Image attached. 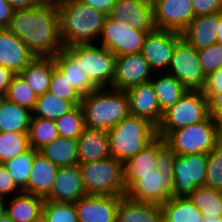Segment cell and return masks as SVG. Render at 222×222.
Returning a JSON list of instances; mask_svg holds the SVG:
<instances>
[{"label": "cell", "instance_id": "cell-1", "mask_svg": "<svg viewBox=\"0 0 222 222\" xmlns=\"http://www.w3.org/2000/svg\"><path fill=\"white\" fill-rule=\"evenodd\" d=\"M7 29L35 57H54L65 49L57 4L43 3L34 8L15 10Z\"/></svg>", "mask_w": 222, "mask_h": 222}, {"label": "cell", "instance_id": "cell-2", "mask_svg": "<svg viewBox=\"0 0 222 222\" xmlns=\"http://www.w3.org/2000/svg\"><path fill=\"white\" fill-rule=\"evenodd\" d=\"M57 8L65 47L94 44L98 40L106 14L79 0H64Z\"/></svg>", "mask_w": 222, "mask_h": 222}, {"label": "cell", "instance_id": "cell-3", "mask_svg": "<svg viewBox=\"0 0 222 222\" xmlns=\"http://www.w3.org/2000/svg\"><path fill=\"white\" fill-rule=\"evenodd\" d=\"M81 106L90 130L108 131L130 115L128 96L123 90L98 88L82 96Z\"/></svg>", "mask_w": 222, "mask_h": 222}, {"label": "cell", "instance_id": "cell-4", "mask_svg": "<svg viewBox=\"0 0 222 222\" xmlns=\"http://www.w3.org/2000/svg\"><path fill=\"white\" fill-rule=\"evenodd\" d=\"M110 155L122 163L144 150L157 137V127L148 120L129 115L108 130Z\"/></svg>", "mask_w": 222, "mask_h": 222}, {"label": "cell", "instance_id": "cell-5", "mask_svg": "<svg viewBox=\"0 0 222 222\" xmlns=\"http://www.w3.org/2000/svg\"><path fill=\"white\" fill-rule=\"evenodd\" d=\"M78 165L88 195L125 196L123 163L118 159L110 156Z\"/></svg>", "mask_w": 222, "mask_h": 222}, {"label": "cell", "instance_id": "cell-6", "mask_svg": "<svg viewBox=\"0 0 222 222\" xmlns=\"http://www.w3.org/2000/svg\"><path fill=\"white\" fill-rule=\"evenodd\" d=\"M65 50L81 65L82 71L97 88H111L115 76V54L96 44L73 45Z\"/></svg>", "mask_w": 222, "mask_h": 222}, {"label": "cell", "instance_id": "cell-7", "mask_svg": "<svg viewBox=\"0 0 222 222\" xmlns=\"http://www.w3.org/2000/svg\"><path fill=\"white\" fill-rule=\"evenodd\" d=\"M164 139L176 155L208 154L218 144V123L209 116L205 121L171 131Z\"/></svg>", "mask_w": 222, "mask_h": 222}, {"label": "cell", "instance_id": "cell-8", "mask_svg": "<svg viewBox=\"0 0 222 222\" xmlns=\"http://www.w3.org/2000/svg\"><path fill=\"white\" fill-rule=\"evenodd\" d=\"M209 116L208 99L202 90H188L163 113L157 135L165 138L171 131L205 121Z\"/></svg>", "mask_w": 222, "mask_h": 222}, {"label": "cell", "instance_id": "cell-9", "mask_svg": "<svg viewBox=\"0 0 222 222\" xmlns=\"http://www.w3.org/2000/svg\"><path fill=\"white\" fill-rule=\"evenodd\" d=\"M167 73L178 79L187 90H202L205 85L206 75L197 50L184 38L174 47Z\"/></svg>", "mask_w": 222, "mask_h": 222}, {"label": "cell", "instance_id": "cell-10", "mask_svg": "<svg viewBox=\"0 0 222 222\" xmlns=\"http://www.w3.org/2000/svg\"><path fill=\"white\" fill-rule=\"evenodd\" d=\"M151 31L136 30L126 21L117 23L108 16L102 27L98 45L110 50L116 56L141 53L146 36Z\"/></svg>", "mask_w": 222, "mask_h": 222}, {"label": "cell", "instance_id": "cell-11", "mask_svg": "<svg viewBox=\"0 0 222 222\" xmlns=\"http://www.w3.org/2000/svg\"><path fill=\"white\" fill-rule=\"evenodd\" d=\"M207 154L175 155L173 197H189L196 187L204 186Z\"/></svg>", "mask_w": 222, "mask_h": 222}, {"label": "cell", "instance_id": "cell-12", "mask_svg": "<svg viewBox=\"0 0 222 222\" xmlns=\"http://www.w3.org/2000/svg\"><path fill=\"white\" fill-rule=\"evenodd\" d=\"M174 173L152 172L142 174L127 189L125 196L139 202L162 205L173 197Z\"/></svg>", "mask_w": 222, "mask_h": 222}, {"label": "cell", "instance_id": "cell-13", "mask_svg": "<svg viewBox=\"0 0 222 222\" xmlns=\"http://www.w3.org/2000/svg\"><path fill=\"white\" fill-rule=\"evenodd\" d=\"M181 38L180 32L172 30L155 28L148 33L141 53L153 72L168 71L174 47Z\"/></svg>", "mask_w": 222, "mask_h": 222}, {"label": "cell", "instance_id": "cell-14", "mask_svg": "<svg viewBox=\"0 0 222 222\" xmlns=\"http://www.w3.org/2000/svg\"><path fill=\"white\" fill-rule=\"evenodd\" d=\"M157 29L182 33L195 18L192 0H152Z\"/></svg>", "mask_w": 222, "mask_h": 222}, {"label": "cell", "instance_id": "cell-15", "mask_svg": "<svg viewBox=\"0 0 222 222\" xmlns=\"http://www.w3.org/2000/svg\"><path fill=\"white\" fill-rule=\"evenodd\" d=\"M142 53L116 56L115 76L111 88L126 91L149 82L155 75Z\"/></svg>", "mask_w": 222, "mask_h": 222}, {"label": "cell", "instance_id": "cell-16", "mask_svg": "<svg viewBox=\"0 0 222 222\" xmlns=\"http://www.w3.org/2000/svg\"><path fill=\"white\" fill-rule=\"evenodd\" d=\"M108 17L120 23L126 21L136 30H154V14L152 0H116Z\"/></svg>", "mask_w": 222, "mask_h": 222}, {"label": "cell", "instance_id": "cell-17", "mask_svg": "<svg viewBox=\"0 0 222 222\" xmlns=\"http://www.w3.org/2000/svg\"><path fill=\"white\" fill-rule=\"evenodd\" d=\"M122 196L87 195L74 202L79 222H116Z\"/></svg>", "mask_w": 222, "mask_h": 222}, {"label": "cell", "instance_id": "cell-18", "mask_svg": "<svg viewBox=\"0 0 222 222\" xmlns=\"http://www.w3.org/2000/svg\"><path fill=\"white\" fill-rule=\"evenodd\" d=\"M129 112L132 116L142 117L158 127L163 113L160 110L152 83L146 82L126 90Z\"/></svg>", "mask_w": 222, "mask_h": 222}, {"label": "cell", "instance_id": "cell-19", "mask_svg": "<svg viewBox=\"0 0 222 222\" xmlns=\"http://www.w3.org/2000/svg\"><path fill=\"white\" fill-rule=\"evenodd\" d=\"M79 165L60 167L51 193L45 198L56 202H77L87 196Z\"/></svg>", "mask_w": 222, "mask_h": 222}, {"label": "cell", "instance_id": "cell-20", "mask_svg": "<svg viewBox=\"0 0 222 222\" xmlns=\"http://www.w3.org/2000/svg\"><path fill=\"white\" fill-rule=\"evenodd\" d=\"M36 57L8 29H0V66L20 74Z\"/></svg>", "mask_w": 222, "mask_h": 222}, {"label": "cell", "instance_id": "cell-21", "mask_svg": "<svg viewBox=\"0 0 222 222\" xmlns=\"http://www.w3.org/2000/svg\"><path fill=\"white\" fill-rule=\"evenodd\" d=\"M59 167L38 152L33 160L27 186L23 192L46 198L52 190Z\"/></svg>", "mask_w": 222, "mask_h": 222}, {"label": "cell", "instance_id": "cell-22", "mask_svg": "<svg viewBox=\"0 0 222 222\" xmlns=\"http://www.w3.org/2000/svg\"><path fill=\"white\" fill-rule=\"evenodd\" d=\"M220 12L195 17L181 33L189 44L197 51L217 43Z\"/></svg>", "mask_w": 222, "mask_h": 222}, {"label": "cell", "instance_id": "cell-23", "mask_svg": "<svg viewBox=\"0 0 222 222\" xmlns=\"http://www.w3.org/2000/svg\"><path fill=\"white\" fill-rule=\"evenodd\" d=\"M79 163L100 161L110 157L108 131L84 128L78 137Z\"/></svg>", "mask_w": 222, "mask_h": 222}, {"label": "cell", "instance_id": "cell-24", "mask_svg": "<svg viewBox=\"0 0 222 222\" xmlns=\"http://www.w3.org/2000/svg\"><path fill=\"white\" fill-rule=\"evenodd\" d=\"M162 209L158 204L139 202L122 196L117 207L116 222H160Z\"/></svg>", "mask_w": 222, "mask_h": 222}, {"label": "cell", "instance_id": "cell-25", "mask_svg": "<svg viewBox=\"0 0 222 222\" xmlns=\"http://www.w3.org/2000/svg\"><path fill=\"white\" fill-rule=\"evenodd\" d=\"M55 68L67 78L70 84L81 95L85 96L98 88L82 71L81 65L64 49L53 57Z\"/></svg>", "mask_w": 222, "mask_h": 222}, {"label": "cell", "instance_id": "cell-26", "mask_svg": "<svg viewBox=\"0 0 222 222\" xmlns=\"http://www.w3.org/2000/svg\"><path fill=\"white\" fill-rule=\"evenodd\" d=\"M44 198L26 192L6 199V214L15 222H33L42 215Z\"/></svg>", "mask_w": 222, "mask_h": 222}, {"label": "cell", "instance_id": "cell-27", "mask_svg": "<svg viewBox=\"0 0 222 222\" xmlns=\"http://www.w3.org/2000/svg\"><path fill=\"white\" fill-rule=\"evenodd\" d=\"M54 69L53 57H36L19 75L40 96L48 92Z\"/></svg>", "mask_w": 222, "mask_h": 222}, {"label": "cell", "instance_id": "cell-28", "mask_svg": "<svg viewBox=\"0 0 222 222\" xmlns=\"http://www.w3.org/2000/svg\"><path fill=\"white\" fill-rule=\"evenodd\" d=\"M157 76V78H152L150 82L156 93L160 110L164 113L176 104L188 90L178 79L167 72H160V76L159 73Z\"/></svg>", "mask_w": 222, "mask_h": 222}, {"label": "cell", "instance_id": "cell-29", "mask_svg": "<svg viewBox=\"0 0 222 222\" xmlns=\"http://www.w3.org/2000/svg\"><path fill=\"white\" fill-rule=\"evenodd\" d=\"M32 111L6 98L0 106V132L28 133Z\"/></svg>", "mask_w": 222, "mask_h": 222}, {"label": "cell", "instance_id": "cell-30", "mask_svg": "<svg viewBox=\"0 0 222 222\" xmlns=\"http://www.w3.org/2000/svg\"><path fill=\"white\" fill-rule=\"evenodd\" d=\"M39 152L59 168L79 164L77 139L58 137L42 147Z\"/></svg>", "mask_w": 222, "mask_h": 222}, {"label": "cell", "instance_id": "cell-31", "mask_svg": "<svg viewBox=\"0 0 222 222\" xmlns=\"http://www.w3.org/2000/svg\"><path fill=\"white\" fill-rule=\"evenodd\" d=\"M160 206L162 218L166 222H200L203 218V214L189 197H172Z\"/></svg>", "mask_w": 222, "mask_h": 222}, {"label": "cell", "instance_id": "cell-32", "mask_svg": "<svg viewBox=\"0 0 222 222\" xmlns=\"http://www.w3.org/2000/svg\"><path fill=\"white\" fill-rule=\"evenodd\" d=\"M155 140L144 150L123 163L124 185L127 189L136 179L155 169Z\"/></svg>", "mask_w": 222, "mask_h": 222}, {"label": "cell", "instance_id": "cell-33", "mask_svg": "<svg viewBox=\"0 0 222 222\" xmlns=\"http://www.w3.org/2000/svg\"><path fill=\"white\" fill-rule=\"evenodd\" d=\"M75 107L72 102L60 99L54 94L46 92L38 96L36 105L32 111V118H44L56 121Z\"/></svg>", "mask_w": 222, "mask_h": 222}, {"label": "cell", "instance_id": "cell-34", "mask_svg": "<svg viewBox=\"0 0 222 222\" xmlns=\"http://www.w3.org/2000/svg\"><path fill=\"white\" fill-rule=\"evenodd\" d=\"M189 199L198 207L203 216L222 217V191L200 186Z\"/></svg>", "mask_w": 222, "mask_h": 222}, {"label": "cell", "instance_id": "cell-35", "mask_svg": "<svg viewBox=\"0 0 222 222\" xmlns=\"http://www.w3.org/2000/svg\"><path fill=\"white\" fill-rule=\"evenodd\" d=\"M39 150L30 147L27 151L3 163L17 186L23 190L28 183L33 160Z\"/></svg>", "mask_w": 222, "mask_h": 222}, {"label": "cell", "instance_id": "cell-36", "mask_svg": "<svg viewBox=\"0 0 222 222\" xmlns=\"http://www.w3.org/2000/svg\"><path fill=\"white\" fill-rule=\"evenodd\" d=\"M58 137L59 135L54 120L32 118L28 130L30 147L40 150Z\"/></svg>", "mask_w": 222, "mask_h": 222}, {"label": "cell", "instance_id": "cell-37", "mask_svg": "<svg viewBox=\"0 0 222 222\" xmlns=\"http://www.w3.org/2000/svg\"><path fill=\"white\" fill-rule=\"evenodd\" d=\"M55 124L59 137L78 139L86 127L82 106L78 105L70 112L58 118Z\"/></svg>", "mask_w": 222, "mask_h": 222}, {"label": "cell", "instance_id": "cell-38", "mask_svg": "<svg viewBox=\"0 0 222 222\" xmlns=\"http://www.w3.org/2000/svg\"><path fill=\"white\" fill-rule=\"evenodd\" d=\"M29 148L28 133L0 132V163H5Z\"/></svg>", "mask_w": 222, "mask_h": 222}, {"label": "cell", "instance_id": "cell-39", "mask_svg": "<svg viewBox=\"0 0 222 222\" xmlns=\"http://www.w3.org/2000/svg\"><path fill=\"white\" fill-rule=\"evenodd\" d=\"M5 98L33 111L38 96L18 74L13 77Z\"/></svg>", "mask_w": 222, "mask_h": 222}, {"label": "cell", "instance_id": "cell-40", "mask_svg": "<svg viewBox=\"0 0 222 222\" xmlns=\"http://www.w3.org/2000/svg\"><path fill=\"white\" fill-rule=\"evenodd\" d=\"M42 215L47 222H79L74 203L44 200Z\"/></svg>", "mask_w": 222, "mask_h": 222}, {"label": "cell", "instance_id": "cell-41", "mask_svg": "<svg viewBox=\"0 0 222 222\" xmlns=\"http://www.w3.org/2000/svg\"><path fill=\"white\" fill-rule=\"evenodd\" d=\"M204 186L222 191V146L219 143L207 154Z\"/></svg>", "mask_w": 222, "mask_h": 222}, {"label": "cell", "instance_id": "cell-42", "mask_svg": "<svg viewBox=\"0 0 222 222\" xmlns=\"http://www.w3.org/2000/svg\"><path fill=\"white\" fill-rule=\"evenodd\" d=\"M48 92L60 99L72 102L75 106L81 105L82 96L56 68L52 72Z\"/></svg>", "mask_w": 222, "mask_h": 222}, {"label": "cell", "instance_id": "cell-43", "mask_svg": "<svg viewBox=\"0 0 222 222\" xmlns=\"http://www.w3.org/2000/svg\"><path fill=\"white\" fill-rule=\"evenodd\" d=\"M200 65L207 76L222 67V44L215 43L197 51Z\"/></svg>", "mask_w": 222, "mask_h": 222}, {"label": "cell", "instance_id": "cell-44", "mask_svg": "<svg viewBox=\"0 0 222 222\" xmlns=\"http://www.w3.org/2000/svg\"><path fill=\"white\" fill-rule=\"evenodd\" d=\"M175 152L164 138L155 139V169L160 172H173Z\"/></svg>", "mask_w": 222, "mask_h": 222}, {"label": "cell", "instance_id": "cell-45", "mask_svg": "<svg viewBox=\"0 0 222 222\" xmlns=\"http://www.w3.org/2000/svg\"><path fill=\"white\" fill-rule=\"evenodd\" d=\"M21 192L22 190L17 186L5 165L0 163V197L9 198V195L12 197L14 193L19 194Z\"/></svg>", "mask_w": 222, "mask_h": 222}, {"label": "cell", "instance_id": "cell-46", "mask_svg": "<svg viewBox=\"0 0 222 222\" xmlns=\"http://www.w3.org/2000/svg\"><path fill=\"white\" fill-rule=\"evenodd\" d=\"M195 17L222 12V0H192Z\"/></svg>", "mask_w": 222, "mask_h": 222}, {"label": "cell", "instance_id": "cell-47", "mask_svg": "<svg viewBox=\"0 0 222 222\" xmlns=\"http://www.w3.org/2000/svg\"><path fill=\"white\" fill-rule=\"evenodd\" d=\"M202 92L204 94L222 93V67L206 76Z\"/></svg>", "mask_w": 222, "mask_h": 222}, {"label": "cell", "instance_id": "cell-48", "mask_svg": "<svg viewBox=\"0 0 222 222\" xmlns=\"http://www.w3.org/2000/svg\"><path fill=\"white\" fill-rule=\"evenodd\" d=\"M208 99L209 115L217 122H222V93L204 94Z\"/></svg>", "mask_w": 222, "mask_h": 222}, {"label": "cell", "instance_id": "cell-49", "mask_svg": "<svg viewBox=\"0 0 222 222\" xmlns=\"http://www.w3.org/2000/svg\"><path fill=\"white\" fill-rule=\"evenodd\" d=\"M15 9L6 1L0 0V29H7Z\"/></svg>", "mask_w": 222, "mask_h": 222}, {"label": "cell", "instance_id": "cell-50", "mask_svg": "<svg viewBox=\"0 0 222 222\" xmlns=\"http://www.w3.org/2000/svg\"><path fill=\"white\" fill-rule=\"evenodd\" d=\"M83 3H85L88 6L94 7L98 11H101L102 13L109 15L111 9L116 3V0H79Z\"/></svg>", "mask_w": 222, "mask_h": 222}, {"label": "cell", "instance_id": "cell-51", "mask_svg": "<svg viewBox=\"0 0 222 222\" xmlns=\"http://www.w3.org/2000/svg\"><path fill=\"white\" fill-rule=\"evenodd\" d=\"M14 76L15 74L11 70L0 66V94L5 95L7 93Z\"/></svg>", "mask_w": 222, "mask_h": 222}, {"label": "cell", "instance_id": "cell-52", "mask_svg": "<svg viewBox=\"0 0 222 222\" xmlns=\"http://www.w3.org/2000/svg\"><path fill=\"white\" fill-rule=\"evenodd\" d=\"M15 10L29 9L42 5L43 0H6Z\"/></svg>", "mask_w": 222, "mask_h": 222}, {"label": "cell", "instance_id": "cell-53", "mask_svg": "<svg viewBox=\"0 0 222 222\" xmlns=\"http://www.w3.org/2000/svg\"><path fill=\"white\" fill-rule=\"evenodd\" d=\"M217 43L222 44V12H220L219 29L216 36Z\"/></svg>", "mask_w": 222, "mask_h": 222}, {"label": "cell", "instance_id": "cell-54", "mask_svg": "<svg viewBox=\"0 0 222 222\" xmlns=\"http://www.w3.org/2000/svg\"><path fill=\"white\" fill-rule=\"evenodd\" d=\"M6 198L0 197V218L6 214Z\"/></svg>", "mask_w": 222, "mask_h": 222}, {"label": "cell", "instance_id": "cell-55", "mask_svg": "<svg viewBox=\"0 0 222 222\" xmlns=\"http://www.w3.org/2000/svg\"><path fill=\"white\" fill-rule=\"evenodd\" d=\"M200 222H218V217L203 216Z\"/></svg>", "mask_w": 222, "mask_h": 222}, {"label": "cell", "instance_id": "cell-56", "mask_svg": "<svg viewBox=\"0 0 222 222\" xmlns=\"http://www.w3.org/2000/svg\"><path fill=\"white\" fill-rule=\"evenodd\" d=\"M218 143L222 146V122L218 123Z\"/></svg>", "mask_w": 222, "mask_h": 222}, {"label": "cell", "instance_id": "cell-57", "mask_svg": "<svg viewBox=\"0 0 222 222\" xmlns=\"http://www.w3.org/2000/svg\"><path fill=\"white\" fill-rule=\"evenodd\" d=\"M0 222H15V221L7 214H5L3 217L0 218Z\"/></svg>", "mask_w": 222, "mask_h": 222}, {"label": "cell", "instance_id": "cell-58", "mask_svg": "<svg viewBox=\"0 0 222 222\" xmlns=\"http://www.w3.org/2000/svg\"><path fill=\"white\" fill-rule=\"evenodd\" d=\"M62 1L64 0H43L44 3H54V4H58Z\"/></svg>", "mask_w": 222, "mask_h": 222}, {"label": "cell", "instance_id": "cell-59", "mask_svg": "<svg viewBox=\"0 0 222 222\" xmlns=\"http://www.w3.org/2000/svg\"><path fill=\"white\" fill-rule=\"evenodd\" d=\"M33 222H47L46 219L43 217V215H41L38 219H36Z\"/></svg>", "mask_w": 222, "mask_h": 222}, {"label": "cell", "instance_id": "cell-60", "mask_svg": "<svg viewBox=\"0 0 222 222\" xmlns=\"http://www.w3.org/2000/svg\"><path fill=\"white\" fill-rule=\"evenodd\" d=\"M4 99H5V95L0 94V106H1L2 102L4 101Z\"/></svg>", "mask_w": 222, "mask_h": 222}, {"label": "cell", "instance_id": "cell-61", "mask_svg": "<svg viewBox=\"0 0 222 222\" xmlns=\"http://www.w3.org/2000/svg\"><path fill=\"white\" fill-rule=\"evenodd\" d=\"M218 222H222V217H218Z\"/></svg>", "mask_w": 222, "mask_h": 222}]
</instances>
